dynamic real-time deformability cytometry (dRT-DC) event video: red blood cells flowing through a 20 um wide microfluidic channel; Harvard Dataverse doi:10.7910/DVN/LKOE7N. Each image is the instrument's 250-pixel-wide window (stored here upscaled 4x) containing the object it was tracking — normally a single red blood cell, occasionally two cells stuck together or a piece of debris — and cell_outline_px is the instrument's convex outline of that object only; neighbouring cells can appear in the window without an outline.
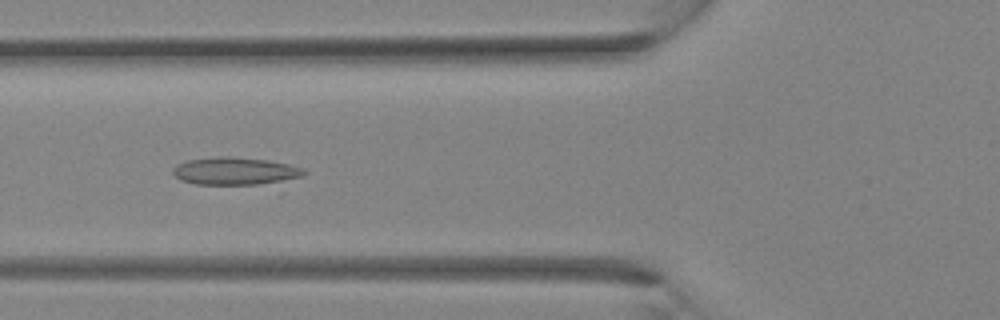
{"species": "Egyptian fruit bat (a non-hibernating species)", "species_latin": "Rousettus aegyptiacus", "temperature_condition": "room temperature", "stored_images_in_passage": 35, "camera_frame_rate_fps": 3000, "um_per_image_px": 0.085, "animal": {"sex": "female"}, "frame": {"image": 1, "passage_image": 13, "time_ms": 4.0, "image_size_px": [1000, 320], "cell_outline_px": [[308, 172], [304, 176], [260, 184], [196, 184], [180, 180], [172, 172], [172, 168], [176, 164], [184, 160], [220, 156], [228, 156], [268, 160], [288, 164], [304, 168]], "centroid_in_image_um": [19.95, 14.52], "position_along_channel_um": 105.8, "area_um2": 21.1}}
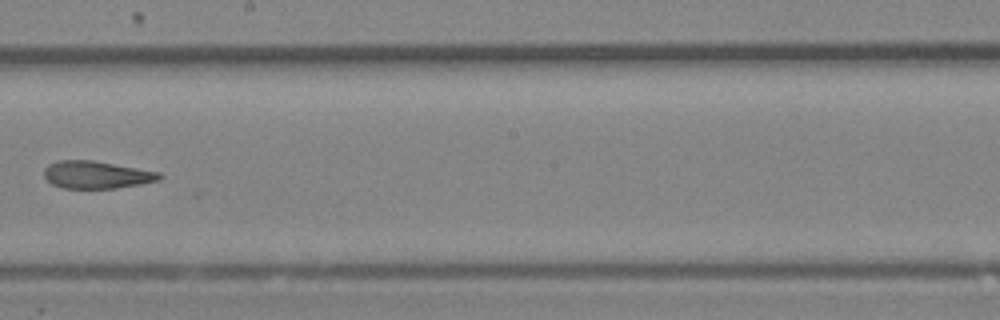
{"frame": {"image": 2, "passage_image": 20, "time_ms": 6.333, "image_size_px": [1000, 320], "cell_outline_px": [[164, 176], [160, 180], [140, 184], [116, 188], [60, 188], [52, 184], [44, 176], [44, 168], [48, 164], [56, 160], [92, 160], [160, 172]], "centroid_in_image_um": [8.19, 14.85], "position_along_channel_um": 240.0, "area_um2": 18.55}}
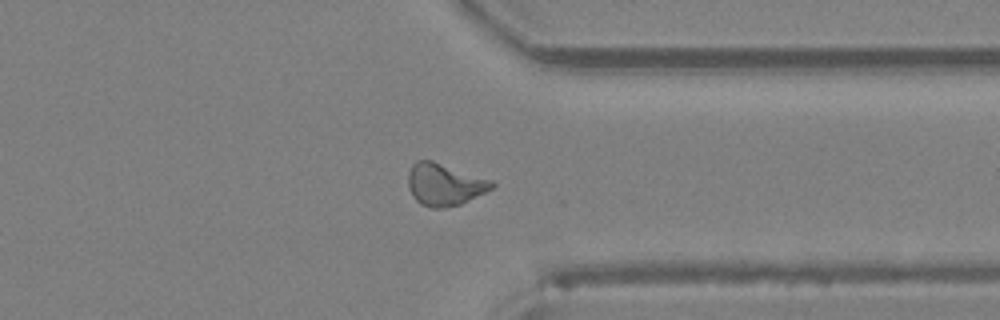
{"frame": {"image": 3, "passage_image": 27, "time_ms": 8.667, "image_size_px": [1000, 320], "cell_outline_px": [[496, 184], [492, 188], [460, 204], [444, 208], [432, 208], [420, 204], [412, 196], [408, 184], [408, 172], [412, 164], [416, 160], [432, 160], [492, 180]], "centroid_in_image_um": [37.75, 15.67], "position_along_channel_um": 373.7, "area_um2": 20.46}}